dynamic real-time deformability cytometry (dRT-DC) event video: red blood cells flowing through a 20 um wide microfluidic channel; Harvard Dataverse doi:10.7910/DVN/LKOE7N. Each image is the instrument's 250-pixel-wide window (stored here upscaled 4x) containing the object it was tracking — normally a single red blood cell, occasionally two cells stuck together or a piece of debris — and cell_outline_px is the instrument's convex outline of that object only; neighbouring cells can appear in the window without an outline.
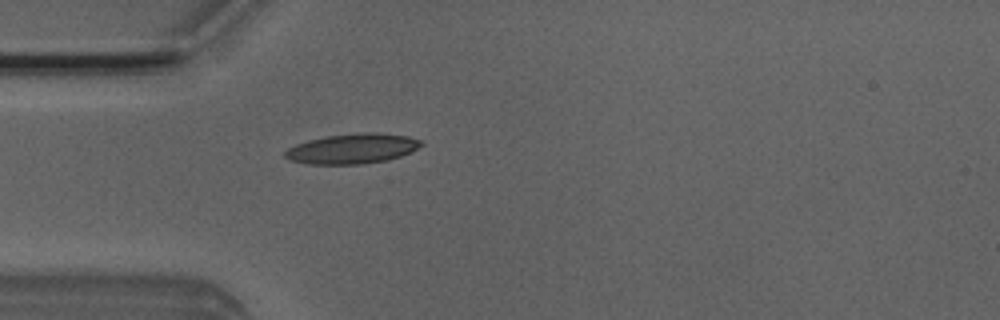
{"species": "Egyptian fruit bat (a non-hibernating species)", "species_latin": "Rousettus aegyptiacus", "temperature_condition": "room temperature", "stored_images_in_passage": 40, "camera_frame_rate_fps": 3000, "um_per_image_px": 0.085, "animal": {"sex": "male"}, "frame": {"image": 1, "passage_image": 4, "time_ms": 1.0, "image_size_px": [1000, 320], "cell_outline_px": [[424, 144], [400, 156], [388, 160], [364, 164], [308, 164], [288, 160], [284, 156], [284, 152], [288, 148], [296, 144], [308, 140], [328, 136], [356, 132], [380, 132], [408, 136], [420, 140]], "centroid_in_image_um": [29.93, 12.63], "position_along_channel_um": 55.1, "area_um2": 23.93}}
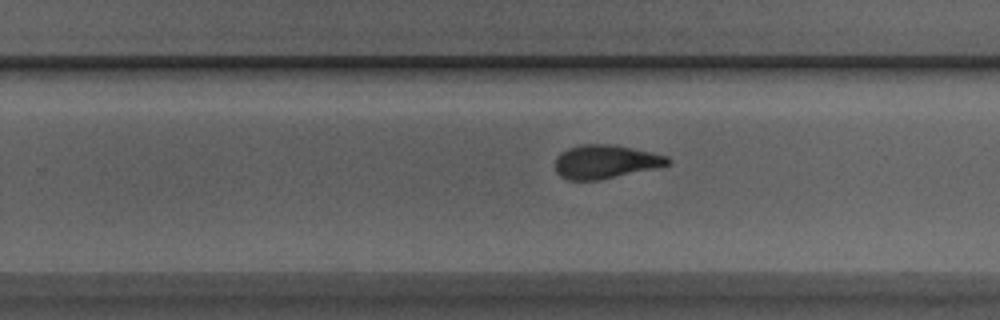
{"frame": {"image": 2, "passage_image": 21, "time_ms": 6.667, "image_size_px": [1000, 320], "cell_outline_px": [[672, 164], [660, 168], [600, 180], [568, 180], [560, 176], [556, 172], [556, 156], [560, 152], [568, 148], [580, 144], [608, 144], [632, 148], [652, 152], [668, 156], [672, 160]], "centroid_in_image_um": [51.51, 13.75], "position_along_channel_um": 278.3, "area_um2": 22.48}}
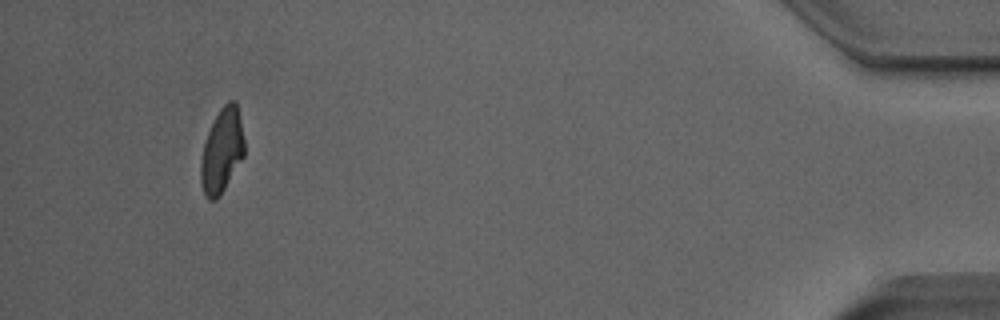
{"frame": {"image": 3, "passage_image": 37, "time_ms": 12.0, "image_size_px": [1000, 320], "cell_outline_px": [[244, 156], [220, 196], [216, 200], [208, 200], [204, 192], [200, 180], [200, 160], [204, 144], [208, 132], [220, 108], [228, 100], [236, 100], [244, 140]], "centroid_in_image_um": [18.85, 12.82], "position_along_channel_um": 416.3, "area_um2": 21.33}, "authors_computed_cell_mechanics": {"area_um2": 22.5131, "velocity_mm_per_s": 4.0284, "shape_relaxation_time_tau1_ms": 5.9267, "shape_relaxation_time_tau2_ms": 1.9004, "deformation_change_tau1": 0.2071, "deformation_change_tau2": 0.0934}}